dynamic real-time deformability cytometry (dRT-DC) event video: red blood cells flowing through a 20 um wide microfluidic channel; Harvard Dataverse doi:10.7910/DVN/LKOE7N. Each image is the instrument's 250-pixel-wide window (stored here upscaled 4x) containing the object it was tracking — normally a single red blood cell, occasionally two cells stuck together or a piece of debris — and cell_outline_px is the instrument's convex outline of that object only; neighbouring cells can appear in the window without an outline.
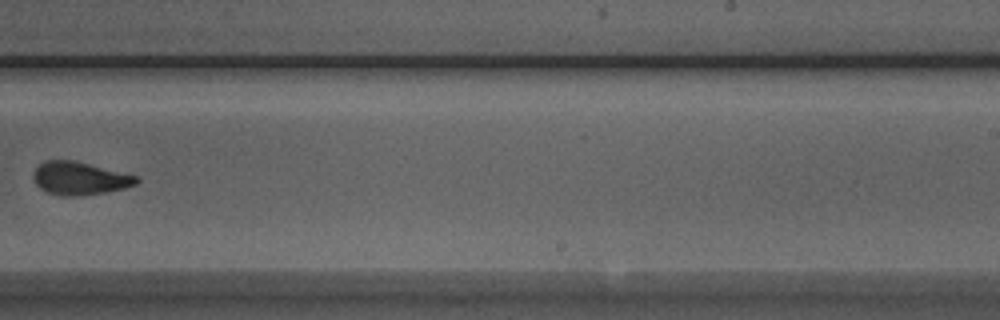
{"species": "Egyptian fruit bat (a non-hibernating species)", "species_latin": "Rousettus aegyptiacus", "temperature_condition": "room temperature", "stored_images_in_passage": 13, "camera_frame_rate_fps": 3000, "um_per_image_px": 0.085, "animal": {"sex": "male"}, "frame": {"image": 1, "passage_image": 8, "time_ms": 2.333, "image_size_px": [1000, 320], "cell_outline_px": [[140, 180], [136, 184], [124, 188], [104, 192], [80, 196], [60, 196], [48, 192], [40, 188], [36, 184], [32, 176], [36, 168], [44, 160], [72, 160], [136, 176]], "centroid_in_image_um": [6.73, 15.17], "position_along_channel_um": 282.3, "area_um2": 19.54}}
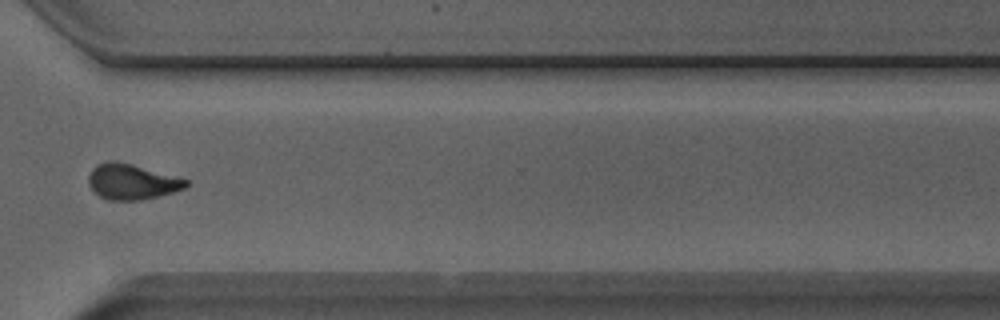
{"frame": {"image": 2, "passage_image": 10, "time_ms": 3.0, "image_size_px": [1000, 320], "cell_outline_px": [[188, 184], [184, 188], [172, 192], [140, 200], [108, 200], [100, 196], [88, 184], [88, 176], [92, 168], [96, 164], [108, 160], [116, 160], [188, 180]], "centroid_in_image_um": [11.14, 15.43], "position_along_channel_um": 359.5, "area_um2": 19.83}}
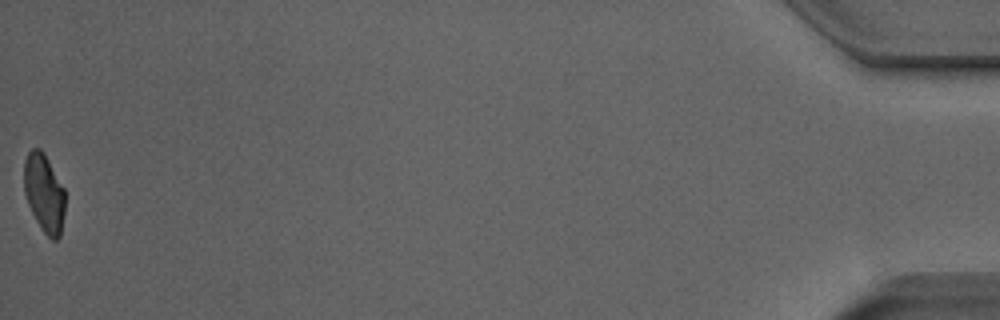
{"frame": {"image": 3, "passage_image": 13, "time_ms": 4.0, "image_size_px": [1000, 320], "cell_outline_px": [[64, 212], [60, 236], [56, 240], [52, 240], [44, 232], [36, 220], [28, 204], [24, 192], [24, 160], [28, 152], [32, 148], [40, 148], [44, 152], [64, 188]], "centroid_in_image_um": [3.74, 16.38], "position_along_channel_um": 431.5, "area_um2": 18.67}}